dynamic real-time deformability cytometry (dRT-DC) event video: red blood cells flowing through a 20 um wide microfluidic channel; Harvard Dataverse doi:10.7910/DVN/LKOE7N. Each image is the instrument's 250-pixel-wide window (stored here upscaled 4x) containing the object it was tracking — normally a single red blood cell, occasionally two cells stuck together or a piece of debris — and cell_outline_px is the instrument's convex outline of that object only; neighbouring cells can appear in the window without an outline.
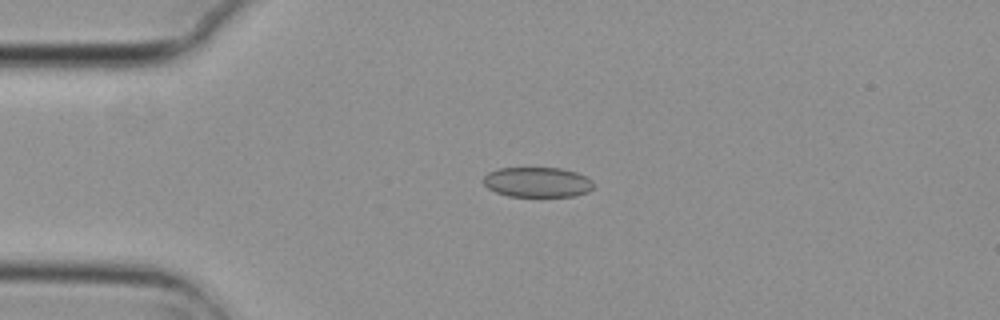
{"species": "common noctule bat (a hibernating species)", "species_latin": "Nyctalus noctula", "temperature_condition": "cold", "stored_images_in_passage": 1, "camera_frame_rate_fps": 3000, "um_per_image_px": 0.085, "animal": {"sex": "female", "body_mass_g": 29.2, "forearm_length_mm": 56.3}, "frame": {"image": 1, "passage_image": 1, "time_ms": 0.0, "image_size_px": [1000, 320], "cell_outline_px": [[592, 188], [588, 192], [576, 196], [508, 196], [496, 192], [488, 188], [484, 184], [484, 176], [488, 172], [500, 168], [560, 168], [576, 172], [592, 180]], "centroid_in_image_um": [45.67, 15.48], "position_along_channel_um": 39.3, "area_um2": 19.19}}